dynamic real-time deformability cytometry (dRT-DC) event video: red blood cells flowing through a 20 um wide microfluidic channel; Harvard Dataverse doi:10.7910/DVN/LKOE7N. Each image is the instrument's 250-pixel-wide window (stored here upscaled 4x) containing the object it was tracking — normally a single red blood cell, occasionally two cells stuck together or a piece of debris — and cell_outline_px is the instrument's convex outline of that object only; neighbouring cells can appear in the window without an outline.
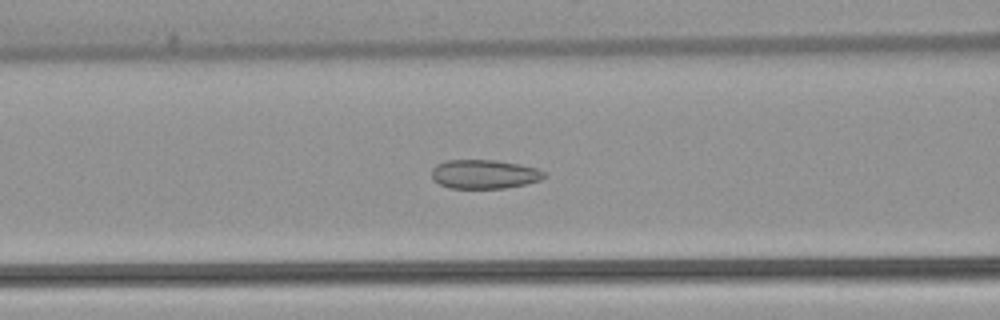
{"species": "common noctule bat (a hibernating species)", "species_latin": "Nyctalus noctula", "temperature_condition": "warm", "stored_images_in_passage": 53, "camera_frame_rate_fps": 3000, "um_per_image_px": 0.085, "animal": {"sex": "female", "body_mass_g": 22.7, "forearm_length_mm": 54.2}, "frame": {"image": 1, "passage_image": 21, "time_ms": 6.667, "image_size_px": [1000, 320], "cell_outline_px": [[548, 176], [540, 180], [524, 184], [504, 188], [448, 188], [432, 180], [432, 168], [436, 164], [444, 160], [496, 160], [520, 164], [536, 168], [548, 172]], "centroid_in_image_um": [41.17, 14.8], "position_along_channel_um": 125.4, "area_um2": 19.25}}
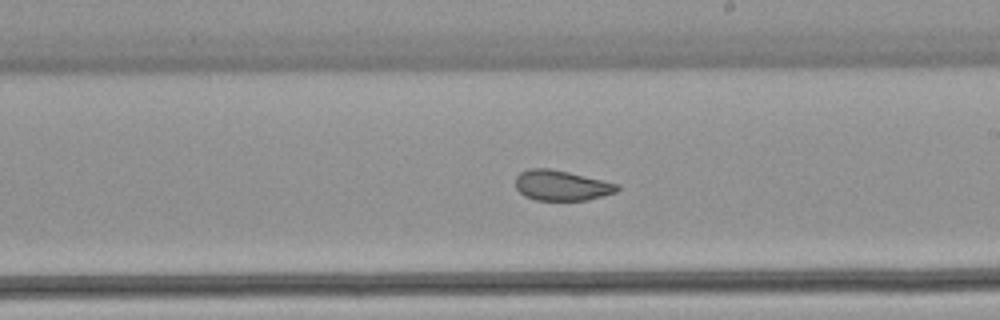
{"frame": {"image": 2, "passage_image": 30, "time_ms": 9.667, "image_size_px": [1000, 320], "cell_outline_px": [[620, 188], [616, 192], [588, 200], [536, 200], [524, 196], [516, 188], [516, 176], [520, 172], [528, 168], [548, 168], [568, 172], [620, 184]], "centroid_in_image_um": [47.72, 15.76], "position_along_channel_um": 241.3, "area_um2": 17.98}}
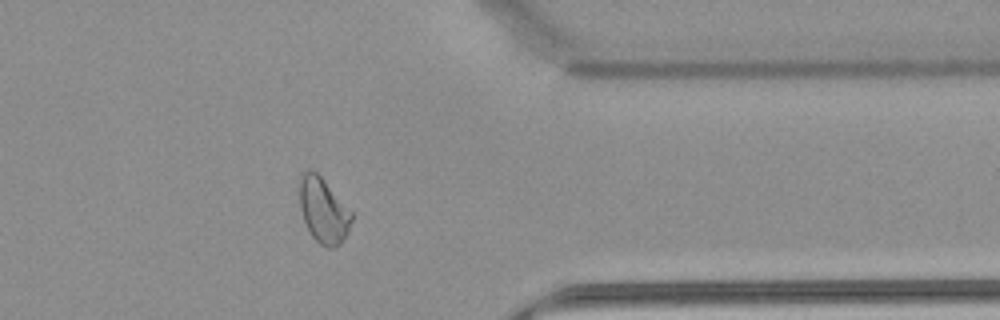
{"frame": {"image": 3, "passage_image": 42, "time_ms": 13.667, "image_size_px": [1000, 320], "cell_outline_px": [[352, 220], [348, 232], [340, 244], [336, 248], [328, 248], [320, 244], [312, 236], [304, 220], [300, 208], [300, 176], [304, 172], [316, 172], [320, 176], [352, 212]], "centroid_in_image_um": [27.5, 17.93], "position_along_channel_um": 383.9, "area_um2": 19.36}, "authors_computed_cell_mechanics": {"area_um2": 21.097, "velocity_mm_per_s": 3.8735, "shape_relaxation_time_tau1_ms": null, "shape_relaxation_time_tau2_ms": 1.1444, "deformation_change_tau1": null, "deformation_change_tau2": 0.0688}}